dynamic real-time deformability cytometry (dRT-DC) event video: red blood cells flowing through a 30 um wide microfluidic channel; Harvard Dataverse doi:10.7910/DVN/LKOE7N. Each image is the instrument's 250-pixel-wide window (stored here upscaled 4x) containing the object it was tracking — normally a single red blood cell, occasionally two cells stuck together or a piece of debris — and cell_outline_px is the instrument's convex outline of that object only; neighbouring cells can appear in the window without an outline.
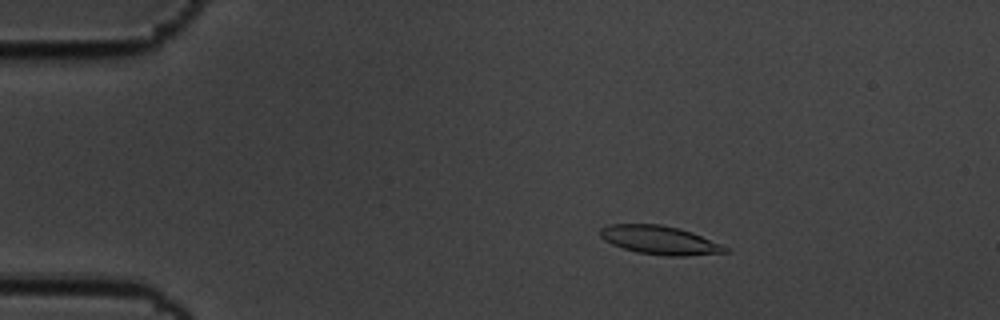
{"species": "common noctule bat (a hibernating species)", "species_latin": "Nyctalus noctula", "temperature_condition": "cold", "stored_images_in_passage": 59, "camera_frame_rate_fps": 3000, "um_per_image_px": 0.085, "animal": {"sex": "male", "body_mass_g": 19.5, "forearm_length_mm": 54.6}, "frame": {"image": 1, "passage_image": 11, "time_ms": 3.333, "image_size_px": [1000, 320], "cell_outline_px": [[732, 252], [684, 256], [668, 256], [636, 252], [612, 244], [604, 240], [600, 236], [600, 228], [608, 224], [660, 224], [680, 228], [692, 232], [720, 244], [728, 248]], "centroid_in_image_um": [56.08, 20.41], "position_along_channel_um": 28.9, "area_um2": 20.87}}
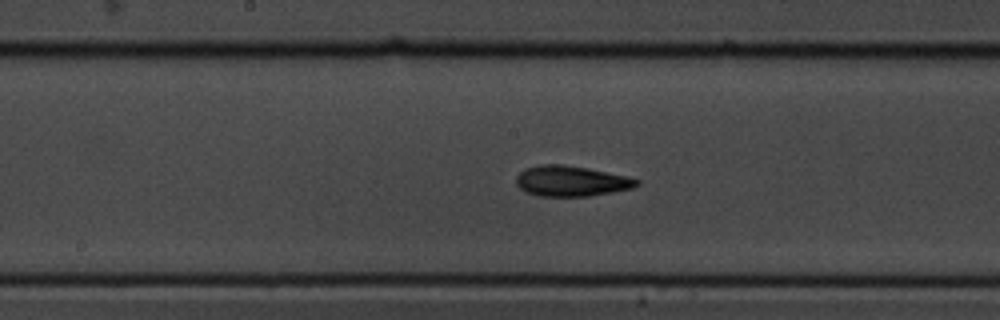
{"frame": {"image": 2, "passage_image": 31, "time_ms": 10.0, "image_size_px": [1000, 320], "cell_outline_px": [[640, 184], [632, 188], [612, 192], [588, 196], [540, 196], [528, 192], [520, 188], [516, 184], [516, 176], [524, 168], [540, 164], [560, 164], [588, 168], [628, 176], [640, 180]], "centroid_in_image_um": [48.56, 15.38], "position_along_channel_um": 199.6, "area_um2": 21.44}}
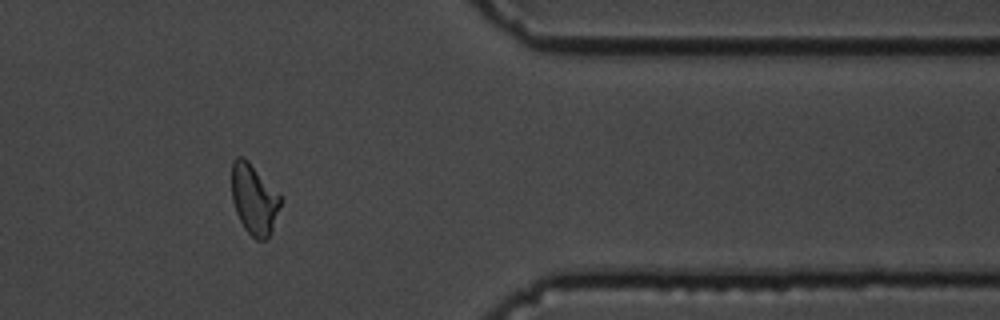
{"frame": {"image": 3, "passage_image": 49, "time_ms": 16.0, "image_size_px": [1000, 320], "cell_outline_px": [[280, 204], [272, 232], [264, 240], [256, 240], [244, 228], [236, 212], [232, 200], [232, 160], [236, 156], [244, 156], [248, 160], [280, 196]], "centroid_in_image_um": [21.56, 16.93], "position_along_channel_um": 389.8, "area_um2": 19.77}, "authors_computed_cell_mechanics": {"area_um2": 20.4612, "velocity_mm_per_s": 3.4643, "shape_relaxation_time_tau1_ms": 4.6642, "shape_relaxation_time_tau2_ms": 2.3573, "deformation_change_tau1": 0.1706, "deformation_change_tau2": 0.0946}}